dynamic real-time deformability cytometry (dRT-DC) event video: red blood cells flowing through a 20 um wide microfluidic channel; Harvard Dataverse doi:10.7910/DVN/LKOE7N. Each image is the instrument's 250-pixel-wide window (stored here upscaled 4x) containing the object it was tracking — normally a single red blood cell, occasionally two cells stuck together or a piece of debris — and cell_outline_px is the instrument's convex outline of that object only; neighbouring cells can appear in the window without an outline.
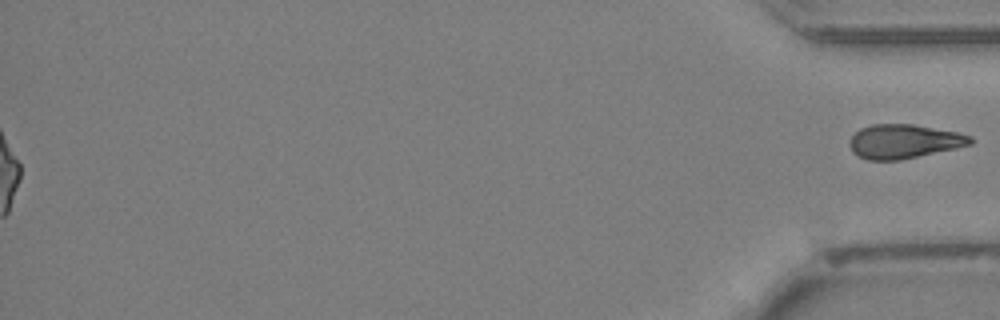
{"species": "Egyptian fruit bat (a non-hibernating species)", "species_latin": "Rousettus aegyptiacus", "temperature_condition": "cold", "stored_images_in_passage": 44, "segment_of_instrument_passage": [2, 2], "camera_frame_rate_fps": 3000, "um_per_image_px": 0.085, "animal": {"sex": "female"}, "frame": {"image": 1, "passage_image": 44, "time_ms": 14.333, "image_size_px": [1000, 320], "cell_outline_px": [[972, 144], [956, 148], [900, 160], [868, 160], [852, 152], [848, 144], [848, 140], [860, 128], [872, 124], [912, 124], [956, 132], [972, 136]], "centroid_in_image_um": [76.8, 12.02], "position_along_channel_um": 358.4, "area_um2": 23.93}}